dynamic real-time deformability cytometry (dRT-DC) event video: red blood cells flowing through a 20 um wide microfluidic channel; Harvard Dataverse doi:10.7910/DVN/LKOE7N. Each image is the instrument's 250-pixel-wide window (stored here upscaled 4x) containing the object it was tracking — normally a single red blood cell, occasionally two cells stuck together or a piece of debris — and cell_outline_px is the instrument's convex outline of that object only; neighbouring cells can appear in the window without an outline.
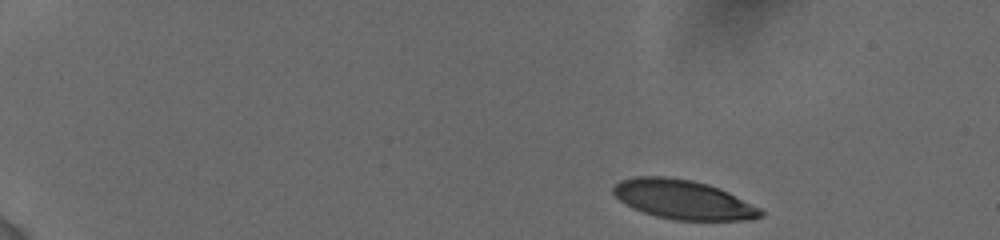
{"species": "human", "species_latin": "Homo sapiens", "temperature_condition": "cold", "stored_images_in_passage": 9, "camera_frame_rate_fps": 3000, "um_per_image_px": 0.085, "donor": {"sex": "female"}, "frame": {"image": 1, "passage_image": 1, "time_ms": 0.0, "image_size_px": [1000, 240], "cell_outline_px": [[764, 216], [752, 220], [676, 220], [656, 216], [632, 208], [620, 200], [612, 192], [612, 188], [620, 180], [636, 176], [668, 176], [692, 180], [708, 184], [728, 192], [760, 208], [764, 212]], "centroid_in_image_um": [58.07, 16.96], "position_along_channel_um": 26.9, "area_um2": 33.7}}
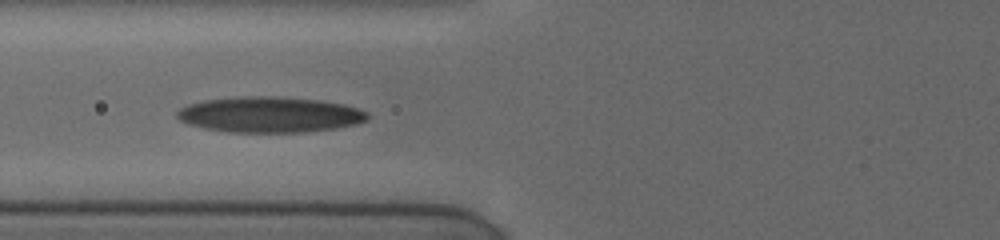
{"frame": {"image": 2, "passage_image": 7, "time_ms": 5.333, "image_size_px": [1000, 240], "cell_outline_px": [[368, 120], [356, 124], [336, 128], [304, 132], [228, 132], [204, 128], [188, 124], [180, 120], [176, 116], [176, 112], [180, 108], [188, 104], [204, 100], [236, 96], [280, 96], [320, 100], [344, 104], [368, 112]], "centroid_in_image_um": [22.91, 9.73], "position_along_channel_um": 102.9, "area_um2": 39.88}}
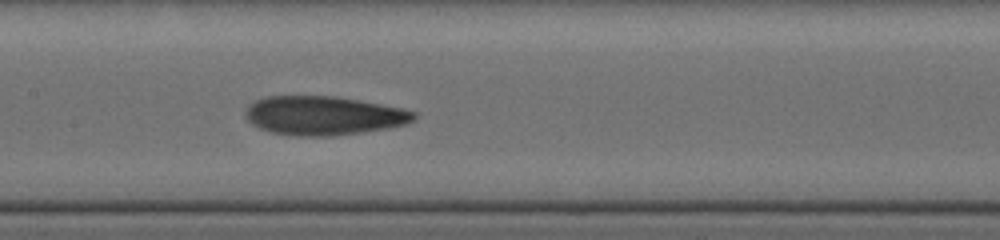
{"frame": {"image": 3, "passage_image": 9, "time_ms": 7.333, "image_size_px": [1000, 240], "cell_outline_px": [[416, 116], [408, 124], [388, 128], [332, 136], [296, 136], [272, 132], [260, 128], [252, 124], [244, 116], [244, 112], [248, 104], [256, 100], [268, 96], [332, 96], [380, 104], [400, 108], [416, 112]], "centroid_in_image_um": [27.46, 9.83], "position_along_channel_um": 179.9, "area_um2": 38.03}}